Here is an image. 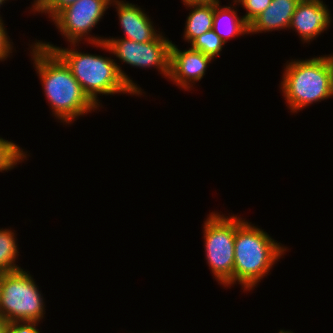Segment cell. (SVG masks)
Wrapping results in <instances>:
<instances>
[{"label":"cell","mask_w":333,"mask_h":333,"mask_svg":"<svg viewBox=\"0 0 333 333\" xmlns=\"http://www.w3.org/2000/svg\"><path fill=\"white\" fill-rule=\"evenodd\" d=\"M246 218L241 215H225L221 211L207 214L202 224L206 263L213 278L223 288L233 287L234 246L236 228Z\"/></svg>","instance_id":"cell-5"},{"label":"cell","mask_w":333,"mask_h":333,"mask_svg":"<svg viewBox=\"0 0 333 333\" xmlns=\"http://www.w3.org/2000/svg\"><path fill=\"white\" fill-rule=\"evenodd\" d=\"M288 247L246 219L236 228L233 286L244 292L254 290L285 255ZM270 272V273H269Z\"/></svg>","instance_id":"cell-3"},{"label":"cell","mask_w":333,"mask_h":333,"mask_svg":"<svg viewBox=\"0 0 333 333\" xmlns=\"http://www.w3.org/2000/svg\"><path fill=\"white\" fill-rule=\"evenodd\" d=\"M4 23V20L0 18V62L8 60L7 58L9 57L11 58L12 53L16 51Z\"/></svg>","instance_id":"cell-19"},{"label":"cell","mask_w":333,"mask_h":333,"mask_svg":"<svg viewBox=\"0 0 333 333\" xmlns=\"http://www.w3.org/2000/svg\"><path fill=\"white\" fill-rule=\"evenodd\" d=\"M172 40L161 32L154 40L138 43L121 37H106L105 41L92 43L93 47L100 48L115 56V61L128 64L134 68L156 69L163 78L168 80L170 46Z\"/></svg>","instance_id":"cell-7"},{"label":"cell","mask_w":333,"mask_h":333,"mask_svg":"<svg viewBox=\"0 0 333 333\" xmlns=\"http://www.w3.org/2000/svg\"><path fill=\"white\" fill-rule=\"evenodd\" d=\"M78 0H48L45 6L38 12L47 15L51 20L64 8L74 4Z\"/></svg>","instance_id":"cell-20"},{"label":"cell","mask_w":333,"mask_h":333,"mask_svg":"<svg viewBox=\"0 0 333 333\" xmlns=\"http://www.w3.org/2000/svg\"><path fill=\"white\" fill-rule=\"evenodd\" d=\"M47 1L48 0H33V2H31L32 6L28 7V9L30 8L29 13L32 12L34 16V14L38 13L45 6Z\"/></svg>","instance_id":"cell-22"},{"label":"cell","mask_w":333,"mask_h":333,"mask_svg":"<svg viewBox=\"0 0 333 333\" xmlns=\"http://www.w3.org/2000/svg\"><path fill=\"white\" fill-rule=\"evenodd\" d=\"M40 322H10L6 333H41L38 327Z\"/></svg>","instance_id":"cell-21"},{"label":"cell","mask_w":333,"mask_h":333,"mask_svg":"<svg viewBox=\"0 0 333 333\" xmlns=\"http://www.w3.org/2000/svg\"><path fill=\"white\" fill-rule=\"evenodd\" d=\"M28 46L43 94L58 122L71 126L79 117L99 110L54 51L44 48L36 38Z\"/></svg>","instance_id":"cell-1"},{"label":"cell","mask_w":333,"mask_h":333,"mask_svg":"<svg viewBox=\"0 0 333 333\" xmlns=\"http://www.w3.org/2000/svg\"><path fill=\"white\" fill-rule=\"evenodd\" d=\"M9 324L10 322L0 314V333H6Z\"/></svg>","instance_id":"cell-24"},{"label":"cell","mask_w":333,"mask_h":333,"mask_svg":"<svg viewBox=\"0 0 333 333\" xmlns=\"http://www.w3.org/2000/svg\"><path fill=\"white\" fill-rule=\"evenodd\" d=\"M37 41L44 48L54 51L65 62L83 91L100 108L103 105L98 96L128 94L141 98V95L144 97L146 94L144 89L122 70L115 58L82 52L79 50L80 43H70V46L62 48L51 42Z\"/></svg>","instance_id":"cell-2"},{"label":"cell","mask_w":333,"mask_h":333,"mask_svg":"<svg viewBox=\"0 0 333 333\" xmlns=\"http://www.w3.org/2000/svg\"><path fill=\"white\" fill-rule=\"evenodd\" d=\"M46 302L29 271L2 273L0 314L9 322H42Z\"/></svg>","instance_id":"cell-6"},{"label":"cell","mask_w":333,"mask_h":333,"mask_svg":"<svg viewBox=\"0 0 333 333\" xmlns=\"http://www.w3.org/2000/svg\"><path fill=\"white\" fill-rule=\"evenodd\" d=\"M278 333H293V331L280 329Z\"/></svg>","instance_id":"cell-26"},{"label":"cell","mask_w":333,"mask_h":333,"mask_svg":"<svg viewBox=\"0 0 333 333\" xmlns=\"http://www.w3.org/2000/svg\"><path fill=\"white\" fill-rule=\"evenodd\" d=\"M111 6L116 8L119 26L125 35L120 36L121 38L146 43L154 40L161 33L160 28L157 29L148 13L139 5L126 0H112Z\"/></svg>","instance_id":"cell-11"},{"label":"cell","mask_w":333,"mask_h":333,"mask_svg":"<svg viewBox=\"0 0 333 333\" xmlns=\"http://www.w3.org/2000/svg\"><path fill=\"white\" fill-rule=\"evenodd\" d=\"M112 0H78L62 9L52 20L55 29L70 43L88 44L105 41L106 37L91 35L101 22ZM103 16V17H102ZM104 37V38H103Z\"/></svg>","instance_id":"cell-8"},{"label":"cell","mask_w":333,"mask_h":333,"mask_svg":"<svg viewBox=\"0 0 333 333\" xmlns=\"http://www.w3.org/2000/svg\"><path fill=\"white\" fill-rule=\"evenodd\" d=\"M220 2L214 3L213 30L222 41L226 44L230 39L249 34V25L237 13L238 3L233 0L222 6Z\"/></svg>","instance_id":"cell-13"},{"label":"cell","mask_w":333,"mask_h":333,"mask_svg":"<svg viewBox=\"0 0 333 333\" xmlns=\"http://www.w3.org/2000/svg\"><path fill=\"white\" fill-rule=\"evenodd\" d=\"M9 2V0H0V8H2L3 6V4H5L6 2ZM1 12V11H0ZM0 18H3L2 16H1V14H0Z\"/></svg>","instance_id":"cell-25"},{"label":"cell","mask_w":333,"mask_h":333,"mask_svg":"<svg viewBox=\"0 0 333 333\" xmlns=\"http://www.w3.org/2000/svg\"><path fill=\"white\" fill-rule=\"evenodd\" d=\"M180 49L182 48L178 49V45L171 43L168 79L179 89L191 91L206 75L209 64L215 60L191 47L185 50Z\"/></svg>","instance_id":"cell-9"},{"label":"cell","mask_w":333,"mask_h":333,"mask_svg":"<svg viewBox=\"0 0 333 333\" xmlns=\"http://www.w3.org/2000/svg\"><path fill=\"white\" fill-rule=\"evenodd\" d=\"M2 273H0V296H1Z\"/></svg>","instance_id":"cell-27"},{"label":"cell","mask_w":333,"mask_h":333,"mask_svg":"<svg viewBox=\"0 0 333 333\" xmlns=\"http://www.w3.org/2000/svg\"><path fill=\"white\" fill-rule=\"evenodd\" d=\"M280 91L290 113L333 98V63L331 53L308 59H291L283 67Z\"/></svg>","instance_id":"cell-4"},{"label":"cell","mask_w":333,"mask_h":333,"mask_svg":"<svg viewBox=\"0 0 333 333\" xmlns=\"http://www.w3.org/2000/svg\"><path fill=\"white\" fill-rule=\"evenodd\" d=\"M232 1V0H231ZM238 5L246 10L243 18L249 25L261 12H263L272 0H235Z\"/></svg>","instance_id":"cell-18"},{"label":"cell","mask_w":333,"mask_h":333,"mask_svg":"<svg viewBox=\"0 0 333 333\" xmlns=\"http://www.w3.org/2000/svg\"><path fill=\"white\" fill-rule=\"evenodd\" d=\"M323 0H301L292 16L288 30L296 32L300 40L310 44L331 27L333 17Z\"/></svg>","instance_id":"cell-10"},{"label":"cell","mask_w":333,"mask_h":333,"mask_svg":"<svg viewBox=\"0 0 333 333\" xmlns=\"http://www.w3.org/2000/svg\"><path fill=\"white\" fill-rule=\"evenodd\" d=\"M225 43L215 33L213 29L205 32L204 34L196 37L191 43L190 47L194 50L201 51L216 60L221 55Z\"/></svg>","instance_id":"cell-17"},{"label":"cell","mask_w":333,"mask_h":333,"mask_svg":"<svg viewBox=\"0 0 333 333\" xmlns=\"http://www.w3.org/2000/svg\"><path fill=\"white\" fill-rule=\"evenodd\" d=\"M28 151L18 144L14 143L12 140H6L0 137V172L5 173L11 171L24 160H28L29 154ZM18 164V165H17Z\"/></svg>","instance_id":"cell-16"},{"label":"cell","mask_w":333,"mask_h":333,"mask_svg":"<svg viewBox=\"0 0 333 333\" xmlns=\"http://www.w3.org/2000/svg\"><path fill=\"white\" fill-rule=\"evenodd\" d=\"M301 0H272L250 24L249 34L267 33L289 29L292 16Z\"/></svg>","instance_id":"cell-12"},{"label":"cell","mask_w":333,"mask_h":333,"mask_svg":"<svg viewBox=\"0 0 333 333\" xmlns=\"http://www.w3.org/2000/svg\"><path fill=\"white\" fill-rule=\"evenodd\" d=\"M189 8L183 31V39L190 44L196 37L213 29L214 3L184 5Z\"/></svg>","instance_id":"cell-14"},{"label":"cell","mask_w":333,"mask_h":333,"mask_svg":"<svg viewBox=\"0 0 333 333\" xmlns=\"http://www.w3.org/2000/svg\"><path fill=\"white\" fill-rule=\"evenodd\" d=\"M12 228H0V273L21 269L18 262L19 246L16 231ZM15 232V233H14Z\"/></svg>","instance_id":"cell-15"},{"label":"cell","mask_w":333,"mask_h":333,"mask_svg":"<svg viewBox=\"0 0 333 333\" xmlns=\"http://www.w3.org/2000/svg\"><path fill=\"white\" fill-rule=\"evenodd\" d=\"M220 0H182L183 5H190V4H211L217 3Z\"/></svg>","instance_id":"cell-23"}]
</instances>
